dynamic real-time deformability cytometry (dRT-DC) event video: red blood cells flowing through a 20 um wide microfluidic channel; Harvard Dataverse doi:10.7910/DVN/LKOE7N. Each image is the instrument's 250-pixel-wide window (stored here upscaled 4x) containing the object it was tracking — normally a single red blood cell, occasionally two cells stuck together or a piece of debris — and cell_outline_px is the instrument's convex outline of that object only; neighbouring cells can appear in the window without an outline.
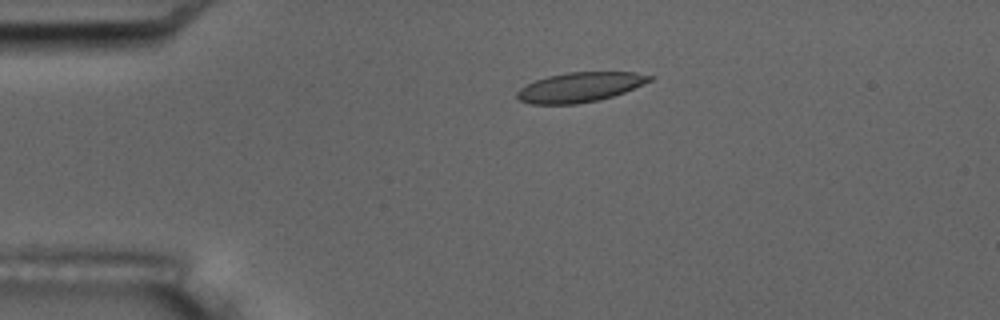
{"species": "common noctule bat (a hibernating species)", "species_latin": "Nyctalus noctula", "temperature_condition": "room temperature", "stored_images_in_passage": 10, "camera_frame_rate_fps": 3000, "um_per_image_px": 0.085, "animal": {"sex": "male", "body_mass_g": 17.5, "forearm_length_mm": 52.3}, "frame": {"image": 1, "passage_image": 4, "time_ms": 3.333, "image_size_px": [1000, 320], "cell_outline_px": [[656, 76], [652, 80], [624, 92], [600, 100], [576, 104], [532, 104], [520, 100], [516, 96], [516, 92], [520, 88], [536, 80], [548, 76], [568, 72], [636, 72]], "centroid_in_image_um": [49.31, 7.41], "position_along_channel_um": 35.7, "area_um2": 22.89}}
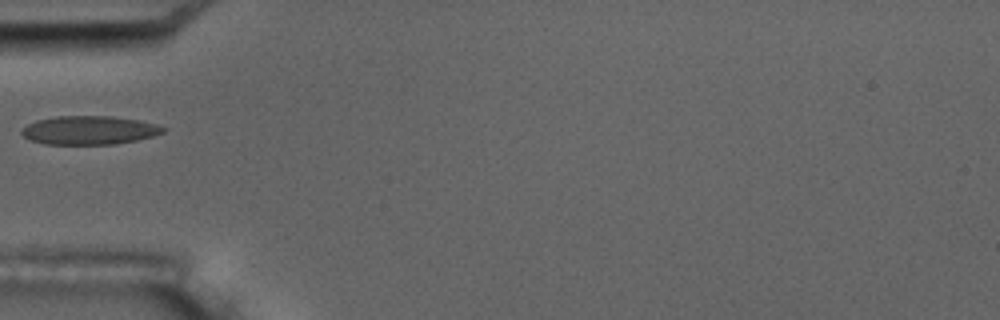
{"frame": {"image": 2, "passage_image": 6, "time_ms": 5.667, "image_size_px": [1000, 320], "cell_outline_px": [[168, 128], [164, 132], [152, 136], [136, 140], [116, 144], [44, 144], [32, 140], [24, 136], [20, 132], [20, 128], [36, 120], [56, 116], [112, 116], [136, 120], [156, 124]], "centroid_in_image_um": [7.57, 11.06], "position_along_channel_um": 77.4, "area_um2": 23.58}}
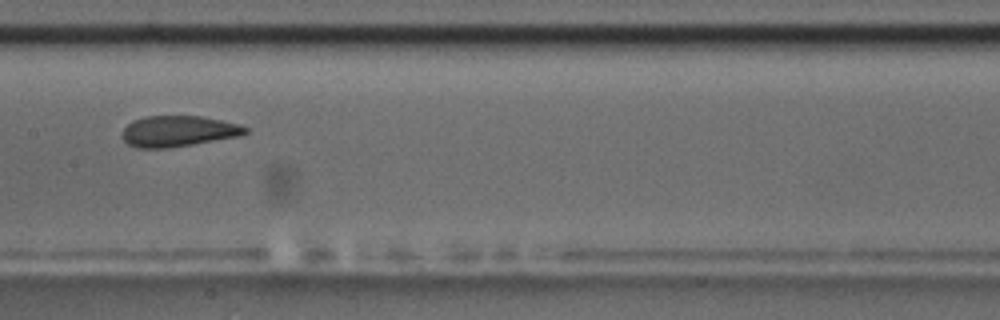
{"frame": {"image": 3, "passage_image": 9, "time_ms": 9.0, "image_size_px": [1000, 320], "cell_outline_px": [[248, 132], [240, 136], [168, 148], [136, 148], [128, 144], [120, 136], [124, 128], [132, 120], [144, 116], [200, 116], [240, 124], [248, 128]], "centroid_in_image_um": [15.12, 11.15], "position_along_channel_um": 192.3, "area_um2": 22.25}}